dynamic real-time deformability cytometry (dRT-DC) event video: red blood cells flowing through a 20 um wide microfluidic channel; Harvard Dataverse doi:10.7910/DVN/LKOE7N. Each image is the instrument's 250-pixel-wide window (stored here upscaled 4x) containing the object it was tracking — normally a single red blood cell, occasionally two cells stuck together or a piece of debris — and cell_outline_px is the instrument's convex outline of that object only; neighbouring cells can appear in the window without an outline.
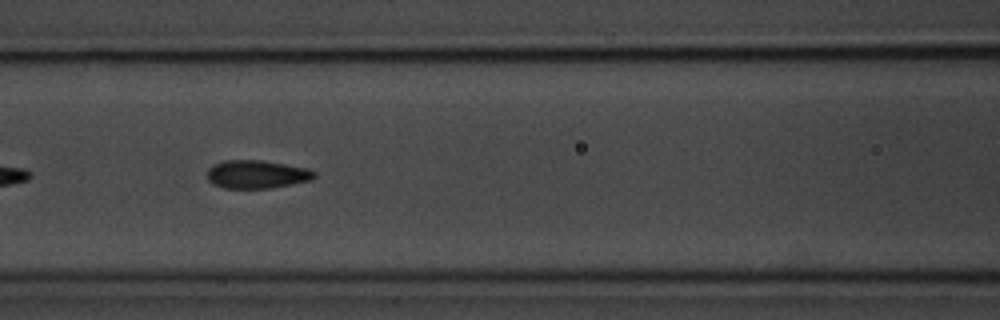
{"species": "common noctule bat (a hibernating species)", "species_latin": "Nyctalus noctula", "temperature_condition": "room temperature", "stored_images_in_passage": 20, "camera_frame_rate_fps": 3000, "um_per_image_px": 0.085, "animal": {"sex": "male", "body_mass_g": 20.1, "forearm_length_mm": 53.5}, "frame": {"image": 1, "passage_image": 9, "time_ms": 2.667, "image_size_px": [1000, 320], "cell_outline_px": [[316, 176], [312, 180], [272, 188], [224, 188], [212, 184], [208, 180], [208, 168], [212, 164], [224, 160], [260, 160], [308, 168], [316, 172]], "centroid_in_image_um": [21.82, 14.81], "position_along_channel_um": 144.8, "area_um2": 17.74}}
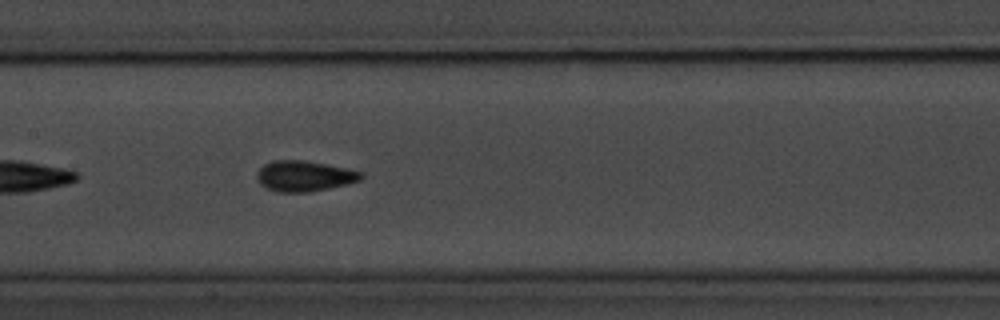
{"frame": {"image": 2, "passage_image": 12, "time_ms": 3.667, "image_size_px": [1000, 320], "cell_outline_px": [[364, 176], [360, 180], [312, 192], [276, 192], [264, 188], [256, 180], [256, 176], [260, 168], [264, 164], [272, 160], [304, 160], [364, 172]], "centroid_in_image_um": [25.81, 14.97], "position_along_channel_um": 181.6, "area_um2": 18.61}}